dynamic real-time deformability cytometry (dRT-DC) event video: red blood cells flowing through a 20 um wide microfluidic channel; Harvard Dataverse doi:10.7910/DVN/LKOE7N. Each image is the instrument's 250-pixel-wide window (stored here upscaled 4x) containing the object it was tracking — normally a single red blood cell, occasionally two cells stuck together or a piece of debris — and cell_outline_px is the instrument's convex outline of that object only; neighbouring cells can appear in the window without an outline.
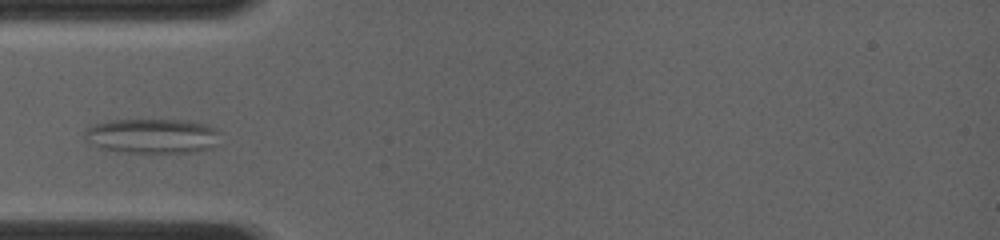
{"species": "common noctule bat (a hibernating species)", "species_latin": "Nyctalus noctula", "temperature_condition": "room temperature", "stored_images_in_passage": 3, "camera_frame_rate_fps": 4000, "um_per_image_px": 0.085, "animal": {"sex": "female", "body_mass_g": 19.0, "forearm_length_mm": 56.7}, "frame": {"image": 1, "passage_image": 3, "time_ms": 2.0, "image_size_px": [1000, 240], "cell_outline_px": [[220, 132], [216, 144], [212, 148], [196, 152], [116, 152], [100, 148], [84, 140], [84, 128], [96, 124], [112, 120], [188, 120], [208, 124], [216, 128]], "centroid_in_image_um": [12.94, 11.56], "position_along_channel_um": 72.1, "area_um2": 27.8}}